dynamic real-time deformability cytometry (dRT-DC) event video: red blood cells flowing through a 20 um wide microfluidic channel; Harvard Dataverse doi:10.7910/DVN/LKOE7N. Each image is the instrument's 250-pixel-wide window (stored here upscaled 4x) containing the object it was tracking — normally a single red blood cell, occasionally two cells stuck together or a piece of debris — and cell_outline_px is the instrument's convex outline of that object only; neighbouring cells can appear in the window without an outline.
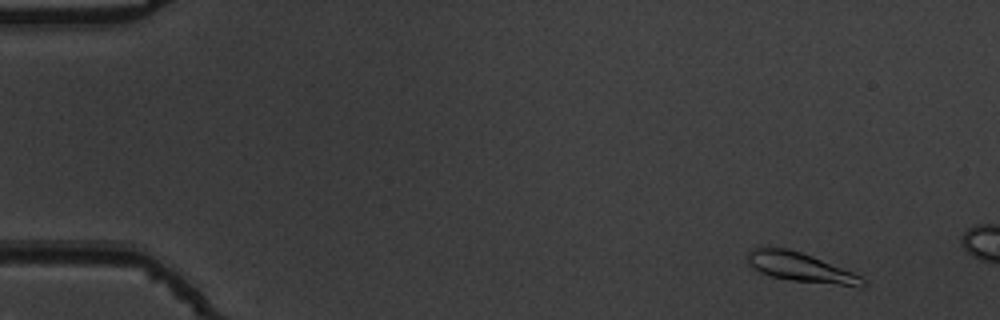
{"species": "common noctule bat (a hibernating species)", "species_latin": "Nyctalus noctula", "temperature_condition": "warm", "stored_images_in_passage": 11, "camera_frame_rate_fps": 3000, "um_per_image_px": 0.085, "animal": {"sex": "male", "body_mass_g": 19.5, "forearm_length_mm": 54.6}, "frame": {"image": 1, "passage_image": 4, "time_ms": 1.0, "image_size_px": [1000, 320], "cell_outline_px": [[868, 284], [864, 288], [792, 280], [772, 276], [760, 272], [748, 260], [748, 252], [752, 248], [788, 248], [812, 256], [852, 272], [860, 276]], "centroid_in_image_um": [68.14, 22.75], "position_along_channel_um": 16.9, "area_um2": 19.25}}